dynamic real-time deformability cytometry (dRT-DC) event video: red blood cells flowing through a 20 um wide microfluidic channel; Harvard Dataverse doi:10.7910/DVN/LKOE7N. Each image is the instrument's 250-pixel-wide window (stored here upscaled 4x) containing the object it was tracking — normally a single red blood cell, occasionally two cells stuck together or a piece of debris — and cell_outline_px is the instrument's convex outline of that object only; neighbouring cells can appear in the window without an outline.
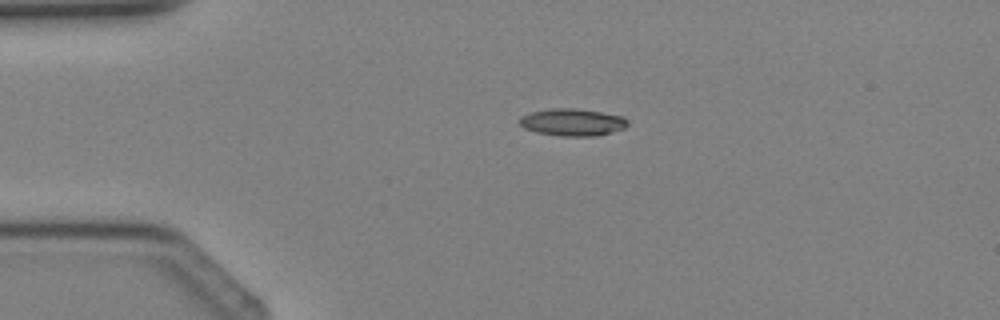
{"species": "Egyptian fruit bat (a non-hibernating species)", "species_latin": "Rousettus aegyptiacus", "temperature_condition": "cold", "stored_images_in_passage": 3, "camera_frame_rate_fps": 3000, "um_per_image_px": 0.085, "animal": {"sex": "female"}, "frame": {"image": 1, "passage_image": 2, "time_ms": 1.0, "image_size_px": [1000, 320], "cell_outline_px": [[628, 124], [624, 128], [612, 132], [596, 136], [560, 136], [536, 132], [524, 128], [520, 124], [520, 116], [532, 112], [552, 108], [572, 108], [600, 112], [624, 116], [628, 120]], "centroid_in_image_um": [48.67, 10.39], "position_along_channel_um": 36.3, "area_um2": 17.11}}